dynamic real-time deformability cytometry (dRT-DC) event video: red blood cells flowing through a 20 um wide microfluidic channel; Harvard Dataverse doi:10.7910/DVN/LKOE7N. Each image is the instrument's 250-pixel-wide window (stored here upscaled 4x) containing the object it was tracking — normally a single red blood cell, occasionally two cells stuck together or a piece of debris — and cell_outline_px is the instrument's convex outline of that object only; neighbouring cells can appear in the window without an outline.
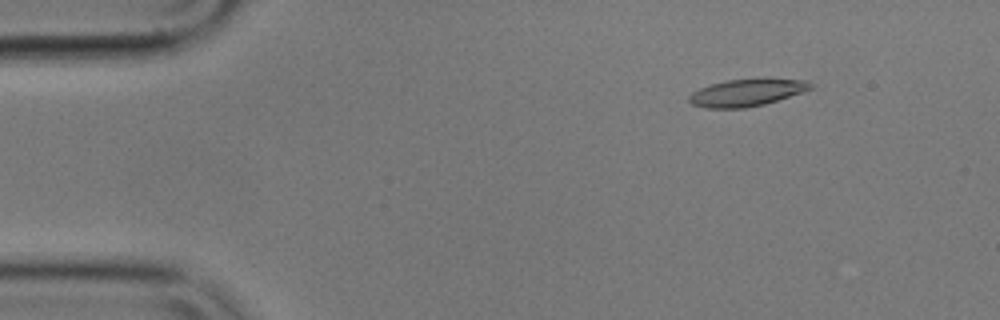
{"species": "common noctule bat (a hibernating species)", "species_latin": "Nyctalus noctula", "temperature_condition": "cold", "stored_images_in_passage": 56, "camera_frame_rate_fps": 3000, "um_per_image_px": 0.085, "animal": {"sex": "male", "body_mass_g": 17.9}, "frame": {"image": 1, "passage_image": 7, "time_ms": 2.0, "image_size_px": [1000, 320], "cell_outline_px": [[812, 88], [804, 92], [764, 104], [744, 108], [708, 108], [692, 104], [688, 100], [688, 96], [692, 92], [700, 88], [712, 84], [728, 80], [808, 80], [812, 84]], "centroid_in_image_um": [63.45, 7.9], "position_along_channel_um": 21.6, "area_um2": 18.67}}
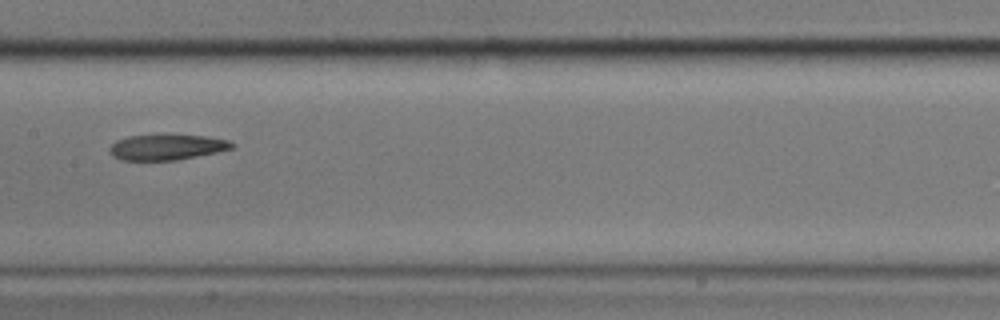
{"frame": {"image": 2, "passage_image": 28, "time_ms": 9.0, "image_size_px": [1000, 320], "cell_outline_px": [[236, 148], [176, 160], [120, 160], [112, 156], [108, 152], [108, 148], [116, 140], [128, 136], [208, 136], [228, 140], [236, 144]], "centroid_in_image_um": [14.17, 12.52], "position_along_channel_um": 193.2, "area_um2": 18.03}}
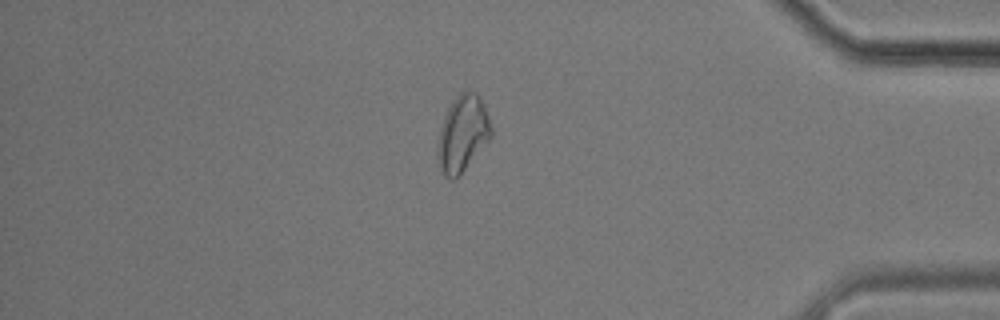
{"frame": {"image": 3, "passage_image": 48, "time_ms": 15.667, "image_size_px": [1000, 320], "cell_outline_px": [[492, 136], [456, 180], [452, 180], [440, 168], [436, 152], [436, 144], [440, 128], [444, 116], [452, 100], [460, 92], [468, 88], [476, 92], [488, 116], [492, 128]], "centroid_in_image_um": [39.3, 11.34], "position_along_channel_um": 395.9, "area_um2": 23.81}, "authors_computed_cell_mechanics": {"area_um2": 19.9988, "velocity_mm_per_s": 3.5224, "shape_relaxation_time_tau1_ms": null, "shape_relaxation_time_tau2_ms": 4.2688, "deformation_change_tau1": null, "deformation_change_tau2": 0.1231}}